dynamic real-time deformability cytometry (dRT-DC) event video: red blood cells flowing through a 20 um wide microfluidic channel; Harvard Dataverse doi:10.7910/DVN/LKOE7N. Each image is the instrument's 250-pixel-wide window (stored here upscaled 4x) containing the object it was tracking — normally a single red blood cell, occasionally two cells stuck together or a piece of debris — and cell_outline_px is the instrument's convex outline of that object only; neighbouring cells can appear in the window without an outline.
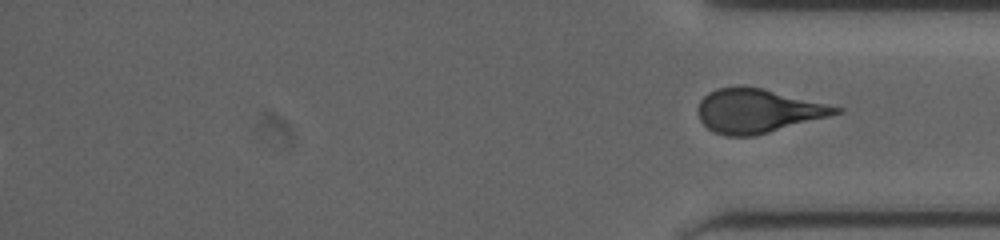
{"species": "human", "species_latin": "Homo sapiens", "temperature_condition": "cold", "stored_images_in_passage": 50, "segment_of_instrument_passage": [2, 2], "camera_frame_rate_fps": 3000, "um_per_image_px": 0.085, "donor": {"sex": "male"}, "frame": {"image": 1, "passage_image": 50, "time_ms": 15.333, "image_size_px": [1000, 240], "cell_outline_px": [[844, 112], [768, 132], [752, 136], [724, 136], [712, 132], [700, 120], [700, 100], [708, 92], [716, 88], [760, 88], [844, 108]], "centroid_in_image_um": [64.41, 9.45], "position_along_channel_um": 370.8, "area_um2": 34.33}}